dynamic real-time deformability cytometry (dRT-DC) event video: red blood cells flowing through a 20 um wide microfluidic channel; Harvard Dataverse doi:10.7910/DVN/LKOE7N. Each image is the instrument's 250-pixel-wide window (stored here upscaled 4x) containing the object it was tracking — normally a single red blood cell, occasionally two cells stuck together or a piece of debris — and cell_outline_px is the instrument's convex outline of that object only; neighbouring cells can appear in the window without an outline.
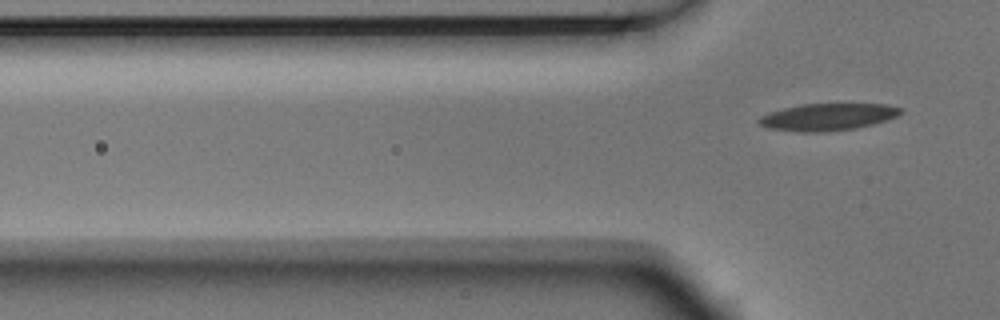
{"species": "Egyptian fruit bat (a non-hibernating species)", "species_latin": "Rousettus aegyptiacus", "temperature_condition": "room temperature", "stored_images_in_passage": 7, "camera_frame_rate_fps": 3000, "um_per_image_px": 0.085, "animal": {"sex": "male"}, "frame": {"image": 1, "passage_image": 7, "time_ms": 2.0, "image_size_px": [1000, 320], "cell_outline_px": [[904, 112], [888, 120], [856, 128], [824, 132], [796, 132], [768, 128], [760, 124], [756, 120], [760, 116], [768, 112], [784, 108], [804, 104], [884, 104], [904, 108]], "centroid_in_image_um": [70.36, 9.94], "position_along_channel_um": 55.4, "area_um2": 22.48}}